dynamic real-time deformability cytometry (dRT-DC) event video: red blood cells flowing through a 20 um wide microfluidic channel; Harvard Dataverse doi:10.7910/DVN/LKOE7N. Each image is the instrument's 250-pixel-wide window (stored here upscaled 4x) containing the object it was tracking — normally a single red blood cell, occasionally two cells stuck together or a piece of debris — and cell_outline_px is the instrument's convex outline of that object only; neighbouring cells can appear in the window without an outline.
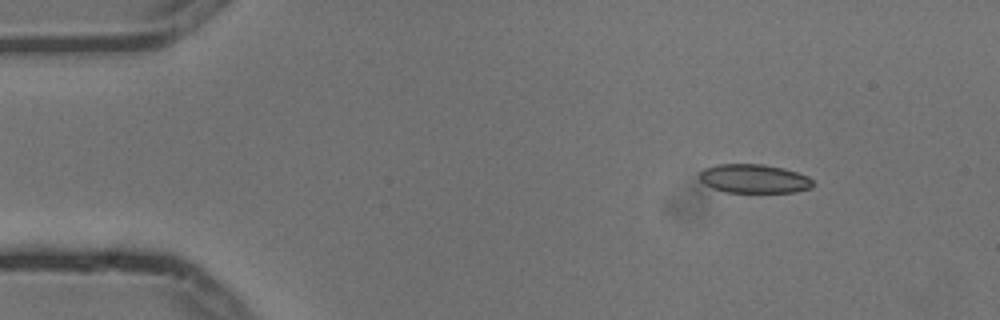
{"species": "common noctule bat (a hibernating species)", "species_latin": "Nyctalus noctula", "temperature_condition": "cold", "stored_images_in_passage": 5, "segment_of_instrument_passage": [1, 2], "camera_frame_rate_fps": 3000, "um_per_image_px": 0.085, "animal": {"sex": "male", "body_mass_g": 13.3}, "frame": {"image": 1, "passage_image": 2, "time_ms": 0.333, "image_size_px": [1000, 320], "cell_outline_px": [[812, 188], [796, 192], [724, 192], [712, 188], [704, 184], [700, 180], [700, 172], [704, 168], [716, 164], [764, 164], [784, 168], [808, 176], [812, 180]], "centroid_in_image_um": [64.08, 15.19], "position_along_channel_um": 20.9, "area_um2": 19.19}}
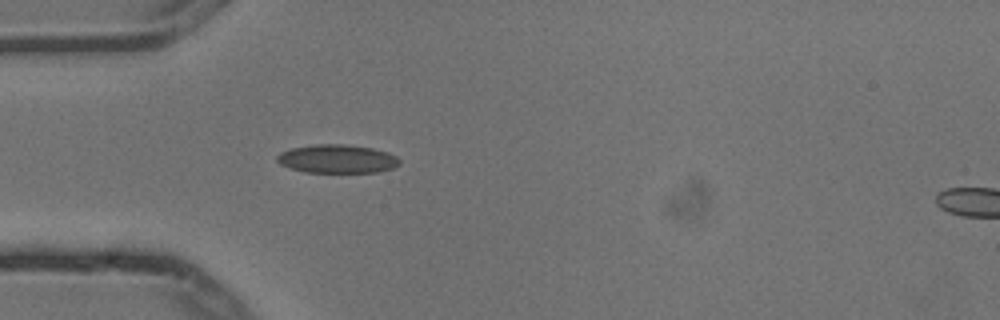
{"frame": {"image": 2, "passage_image": 4, "time_ms": 1.0, "image_size_px": [1000, 320], "cell_outline_px": [[400, 164], [392, 168], [380, 172], [304, 172], [280, 164], [276, 160], [276, 156], [280, 152], [292, 148], [312, 144], [344, 144], [372, 148], [388, 152], [396, 156], [400, 160]], "centroid_in_image_um": [28.66, 13.5], "position_along_channel_um": 56.3, "area_um2": 20.4}}